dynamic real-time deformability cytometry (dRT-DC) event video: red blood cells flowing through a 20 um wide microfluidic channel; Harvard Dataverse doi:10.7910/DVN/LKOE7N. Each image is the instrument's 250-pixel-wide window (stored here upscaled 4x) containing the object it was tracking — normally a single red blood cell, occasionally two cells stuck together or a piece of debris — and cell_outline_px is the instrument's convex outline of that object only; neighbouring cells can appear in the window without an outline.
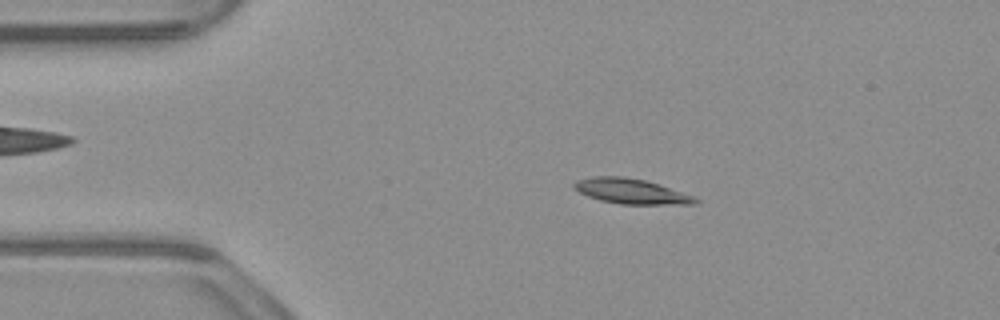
{"species": "common noctule bat (a hibernating species)", "species_latin": "Nyctalus noctula", "temperature_condition": "warm", "stored_images_in_passage": 52, "camera_frame_rate_fps": 3000, "um_per_image_px": 0.085, "animal": {"sex": "male", "body_mass_g": 23.1, "forearm_length_mm": 52.7}, "frame": {"image": 1, "passage_image": 9, "time_ms": 2.667, "image_size_px": [1000, 320], "cell_outline_px": [[700, 200], [696, 204], [620, 204], [600, 200], [588, 196], [572, 188], [572, 184], [576, 180], [592, 176], [624, 176], [644, 180], [696, 196]], "centroid_in_image_um": [53.63, 16.25], "position_along_channel_um": 31.4, "area_um2": 17.8}}
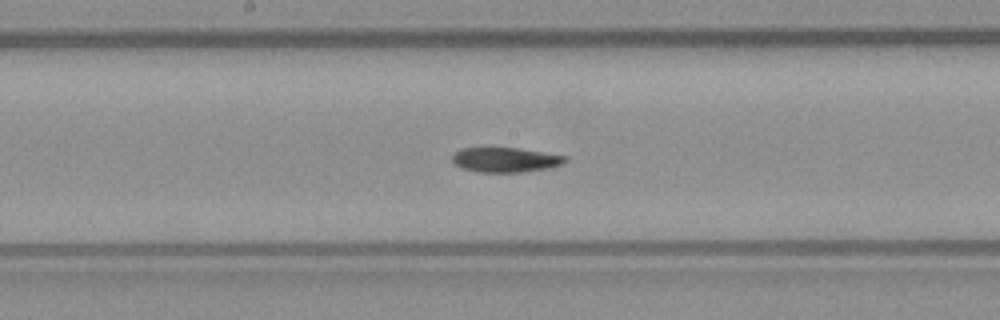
{"frame": {"image": 2, "passage_image": 26, "time_ms": 8.333, "image_size_px": [1000, 320], "cell_outline_px": [[568, 160], [560, 164], [548, 168], [524, 172], [476, 172], [464, 168], [456, 164], [452, 160], [452, 152], [460, 148], [516, 148], [568, 156]], "centroid_in_image_um": [42.94, 13.58], "position_along_channel_um": 205.3, "area_um2": 16.24}}
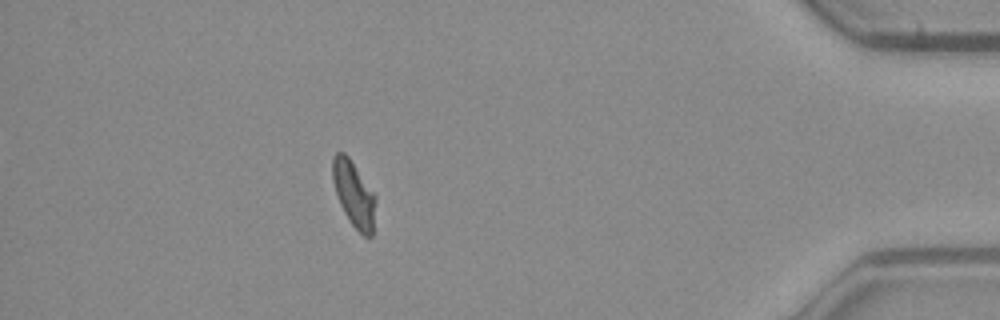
{"frame": {"image": 3, "passage_image": 46, "time_ms": 15.0, "image_size_px": [1000, 320], "cell_outline_px": [[376, 200], [372, 236], [364, 236], [348, 220], [340, 204], [332, 180], [332, 156], [336, 152], [344, 152], [348, 156], [376, 196]], "centroid_in_image_um": [30.06, 16.47], "position_along_channel_um": 405.1, "area_um2": 16.36}}